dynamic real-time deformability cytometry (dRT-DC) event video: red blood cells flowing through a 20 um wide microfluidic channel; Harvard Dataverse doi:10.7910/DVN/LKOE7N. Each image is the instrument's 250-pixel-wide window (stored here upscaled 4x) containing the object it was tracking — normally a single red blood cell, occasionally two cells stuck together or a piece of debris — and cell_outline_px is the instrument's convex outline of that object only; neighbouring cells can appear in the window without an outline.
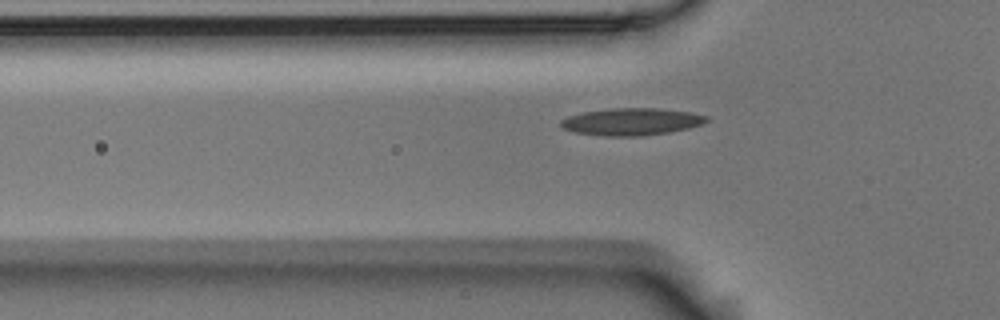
{"species": "Egyptian fruit bat (a non-hibernating species)", "species_latin": "Rousettus aegyptiacus", "temperature_condition": "room temperature", "stored_images_in_passage": 2, "camera_frame_rate_fps": 3000, "um_per_image_px": 0.085, "animal": {"sex": "male"}, "frame": {"image": 1, "passage_image": 2, "time_ms": 0.333, "image_size_px": [1000, 320], "cell_outline_px": [[708, 120], [700, 124], [688, 128], [668, 132], [644, 136], [604, 136], [576, 132], [564, 128], [560, 124], [560, 120], [568, 116], [584, 112], [608, 108], [660, 108], [692, 112], [708, 116]], "centroid_in_image_um": [53.69, 10.33], "position_along_channel_um": 72.1, "area_um2": 23.06}}